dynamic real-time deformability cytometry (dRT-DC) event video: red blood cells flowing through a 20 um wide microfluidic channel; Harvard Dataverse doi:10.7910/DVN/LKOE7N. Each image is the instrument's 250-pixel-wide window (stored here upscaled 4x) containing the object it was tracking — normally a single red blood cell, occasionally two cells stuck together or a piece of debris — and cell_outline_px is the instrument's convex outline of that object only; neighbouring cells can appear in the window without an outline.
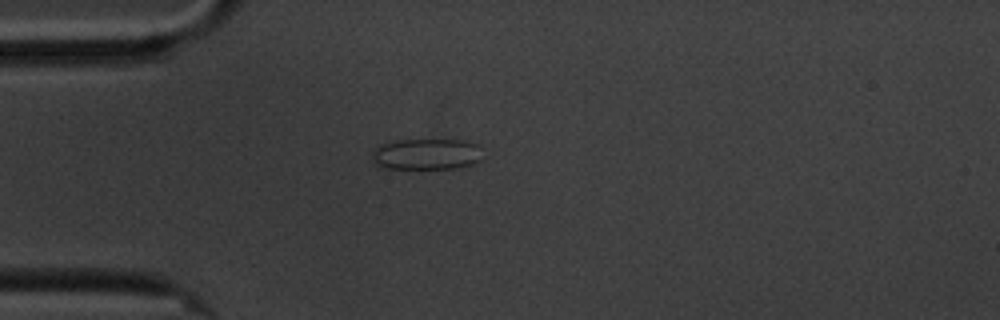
{"species": "common noctule bat (a hibernating species)", "species_latin": "Nyctalus noctula", "temperature_condition": "cold", "stored_images_in_passage": 44, "camera_frame_rate_fps": 3000, "um_per_image_px": 0.085, "animal": {"sex": "male", "body_mass_g": 20.1, "forearm_length_mm": 53.5}, "frame": {"image": 1, "passage_image": 1, "time_ms": 0.0, "image_size_px": [1000, 320], "cell_outline_px": [[480, 160], [472, 164], [456, 168], [384, 168], [372, 164], [372, 152], [380, 144], [400, 140], [464, 140], [476, 144]], "centroid_in_image_um": [36.17, 13.11], "position_along_channel_um": 48.8, "area_um2": 19.83}}
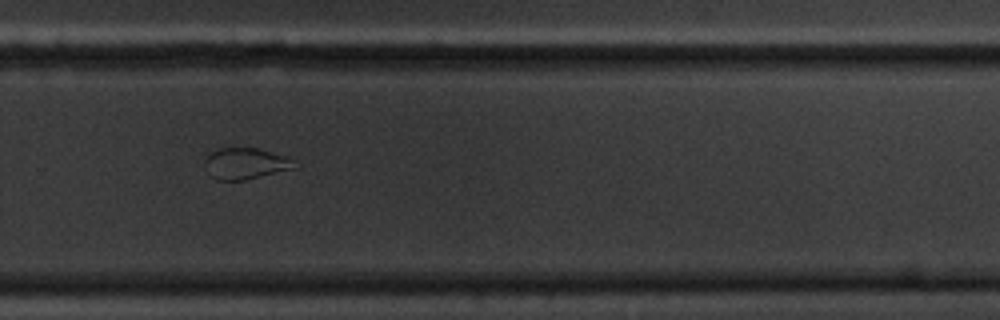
{"frame": {"image": 2, "passage_image": 25, "time_ms": 8.0, "image_size_px": [1000, 320], "cell_outline_px": [[300, 168], [244, 180], [216, 180], [212, 176], [204, 160], [212, 152], [220, 148], [256, 148], [284, 156], [300, 164]], "centroid_in_image_um": [20.96, 13.91], "position_along_channel_um": 308.8, "area_um2": 16.24}}
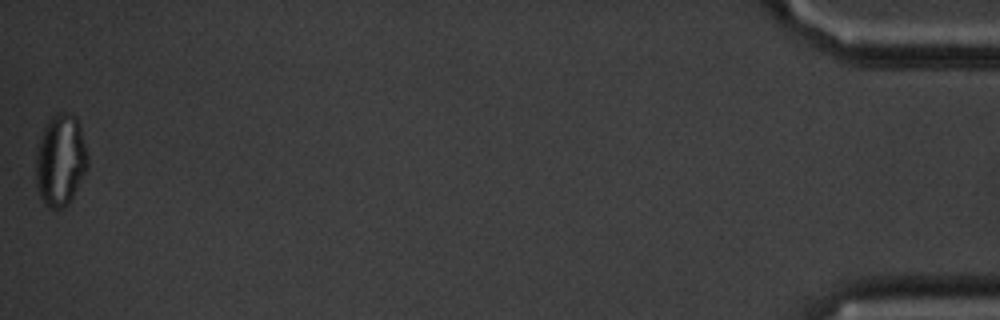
{"frame": {"image": 3, "passage_image": 44, "time_ms": 14.333, "image_size_px": [1000, 320], "cell_outline_px": [[88, 168], [68, 204], [64, 208], [48, 208], [44, 204], [40, 196], [36, 184], [36, 148], [44, 128], [48, 120], [56, 112], [72, 112], [76, 116], [80, 128], [88, 156]], "centroid_in_image_um": [5.14, 13.6], "position_along_channel_um": 430.1, "area_um2": 27.86}, "authors_computed_cell_mechanics": {"area_um2": 17.5134, "velocity_mm_per_s": 3.4046, "shape_relaxation_time_tau1_ms": null, "shape_relaxation_time_tau2_ms": 1.1553, "deformation_change_tau1": null, "deformation_change_tau2": 0.0646}}